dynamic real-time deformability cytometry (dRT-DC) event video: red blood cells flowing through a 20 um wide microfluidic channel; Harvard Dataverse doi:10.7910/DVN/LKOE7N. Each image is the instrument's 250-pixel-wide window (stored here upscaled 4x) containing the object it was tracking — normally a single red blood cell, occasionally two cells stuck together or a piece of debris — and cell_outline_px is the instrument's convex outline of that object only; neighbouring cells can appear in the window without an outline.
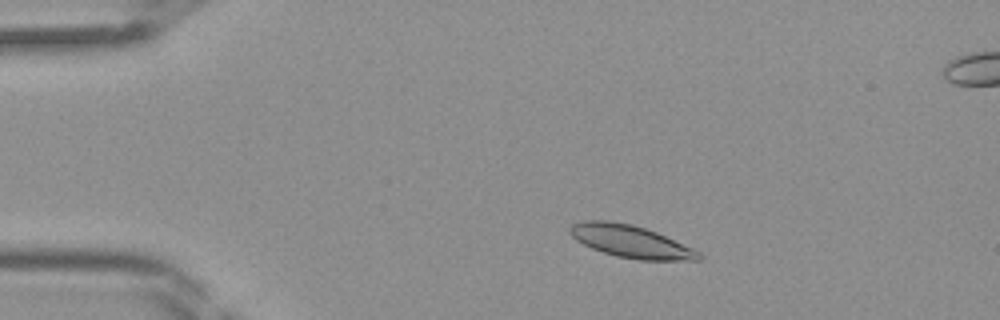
{"species": "Egyptian fruit bat (a non-hibernating species)", "species_latin": "Rousettus aegyptiacus", "temperature_condition": "room temperature", "stored_images_in_passage": 39, "segment_of_instrument_passage": [1, 2], "camera_frame_rate_fps": 3000, "um_per_image_px": 0.085, "frame": {"image": 1, "passage_image": 2, "time_ms": 0.333, "image_size_px": [1000, 320], "cell_outline_px": [[704, 256], [700, 260], [640, 260], [616, 256], [592, 248], [576, 240], [568, 232], [568, 228], [572, 224], [584, 220], [608, 220], [632, 224], [656, 232], [692, 248], [700, 252]], "centroid_in_image_um": [53.59, 20.52], "position_along_channel_um": 31.4, "area_um2": 24.28}}
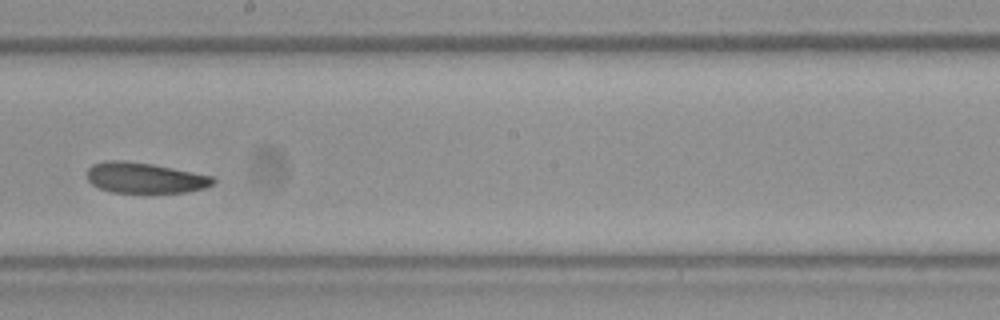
{"frame": {"image": 2, "passage_image": 19, "time_ms": 6.0, "image_size_px": [1000, 320], "cell_outline_px": [[216, 180], [212, 184], [204, 188], [188, 192], [112, 192], [100, 188], [92, 184], [88, 180], [88, 168], [92, 164], [108, 160], [124, 160], [152, 164], [212, 176]], "centroid_in_image_um": [12.3, 15.11], "position_along_channel_um": 235.9, "area_um2": 22.25}}
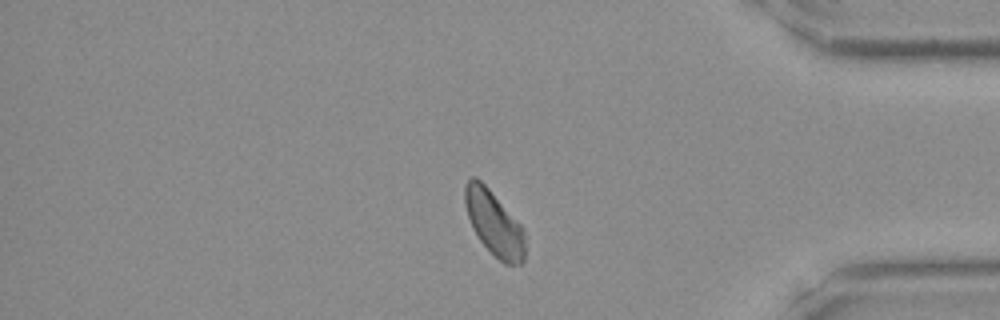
{"frame": {"image": 3, "passage_image": 31, "time_ms": 10.0, "image_size_px": [1000, 320], "cell_outline_px": [[524, 260], [520, 264], [504, 264], [480, 240], [472, 228], [464, 204], [464, 184], [472, 176], [476, 176], [488, 188], [524, 228]], "centroid_in_image_um": [41.97, 18.95], "position_along_channel_um": 393.2, "area_um2": 22.43}}